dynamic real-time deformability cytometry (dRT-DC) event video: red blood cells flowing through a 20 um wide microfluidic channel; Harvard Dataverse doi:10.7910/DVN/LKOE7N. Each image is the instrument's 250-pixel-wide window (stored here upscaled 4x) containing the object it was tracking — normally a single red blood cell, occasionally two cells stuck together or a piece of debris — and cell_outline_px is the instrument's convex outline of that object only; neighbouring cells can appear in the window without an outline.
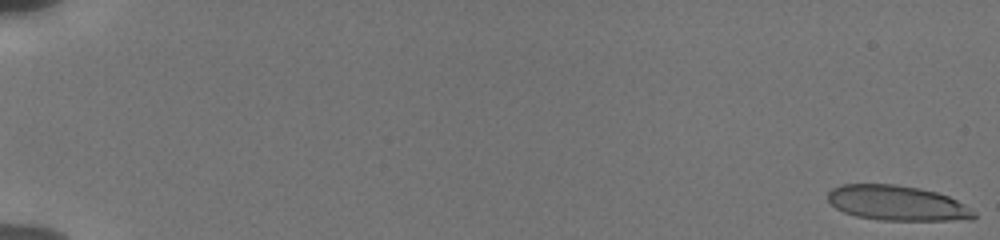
{"species": "human", "species_latin": "Homo sapiens", "temperature_condition": "cold", "stored_images_in_passage": 55, "camera_frame_rate_fps": 3000, "um_per_image_px": 0.085, "donor": {"sex": "male"}, "frame": {"image": 1, "passage_image": 1, "time_ms": 0.0, "image_size_px": [1000, 240], "cell_outline_px": [[976, 216], [972, 220], [880, 220], [856, 216], [844, 212], [836, 208], [828, 200], [828, 192], [832, 188], [840, 184], [896, 184], [920, 188], [936, 192], [948, 196], [964, 204], [976, 212]], "centroid_in_image_um": [76.26, 17.26], "position_along_channel_um": 8.7, "area_um2": 29.94}}
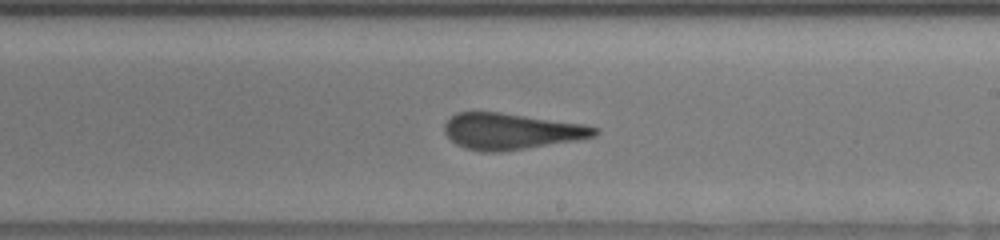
{"frame": {"image": 2, "passage_image": 35, "time_ms": 11.333, "image_size_px": [1000, 240], "cell_outline_px": [[600, 132], [596, 136], [576, 140], [500, 152], [480, 152], [464, 148], [456, 144], [444, 132], [444, 124], [456, 112], [500, 112], [584, 124], [600, 128]], "centroid_in_image_um": [43.45, 11.16], "position_along_channel_um": 245.5, "area_um2": 31.67}}
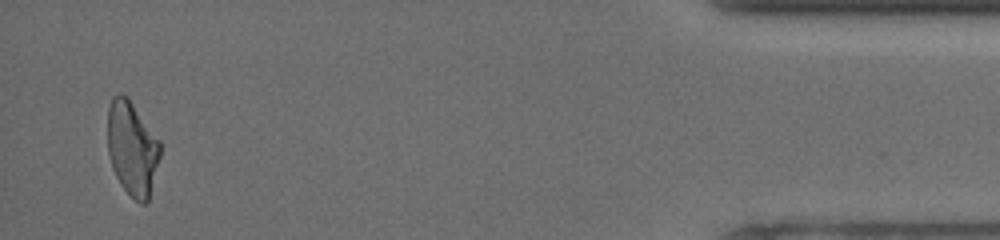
{"frame": {"image": 3, "passage_image": 54, "time_ms": 17.667, "image_size_px": [1000, 240], "cell_outline_px": [[160, 156], [148, 200], [144, 204], [140, 204], [120, 184], [112, 168], [108, 156], [108, 108], [112, 96], [120, 92], [128, 96], [160, 140]], "centroid_in_image_um": [11.22, 12.56], "position_along_channel_um": 424.0, "area_um2": 28.96}, "authors_computed_cell_mechanics": {"area_um2": 31.6744, "velocity_mm_per_s": 3.8437, "shape_relaxation_time_tau1_ms": null, "shape_relaxation_time_tau2_ms": 1.2654, "deformation_change_tau1": null, "deformation_change_tau2": 0.0824}}